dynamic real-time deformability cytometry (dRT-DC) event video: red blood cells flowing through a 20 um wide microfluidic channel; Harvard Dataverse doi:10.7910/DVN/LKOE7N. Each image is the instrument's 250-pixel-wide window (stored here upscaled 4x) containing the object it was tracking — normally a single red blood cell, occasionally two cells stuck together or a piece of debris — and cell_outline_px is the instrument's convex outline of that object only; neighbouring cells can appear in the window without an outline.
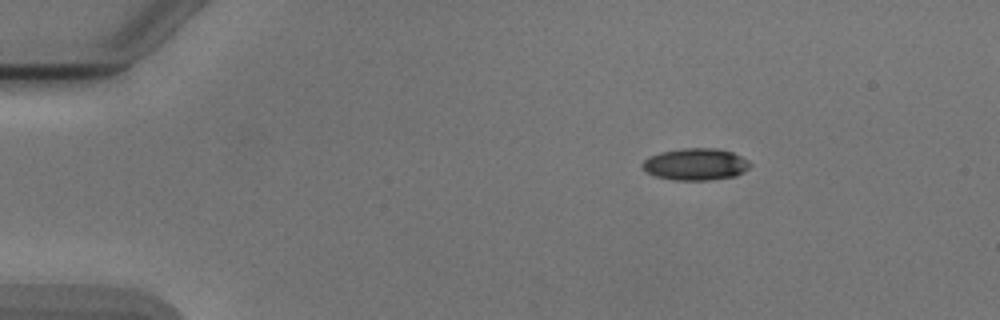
{"species": "Egyptian fruit bat (a non-hibernating species)", "species_latin": "Rousettus aegyptiacus", "temperature_condition": "cold", "stored_images_in_passage": 4, "camera_frame_rate_fps": 3000, "um_per_image_px": 0.085, "animal": {"sex": "male"}, "frame": {"image": 1, "passage_image": 1, "time_ms": 0.0, "image_size_px": [1000, 320], "cell_outline_px": [[752, 164], [744, 172], [736, 176], [708, 180], [672, 180], [656, 176], [648, 172], [640, 164], [648, 156], [660, 152], [684, 148], [716, 148], [732, 152], [748, 160]], "centroid_in_image_um": [59.13, 13.96], "position_along_channel_um": 25.9, "area_um2": 20.06}}
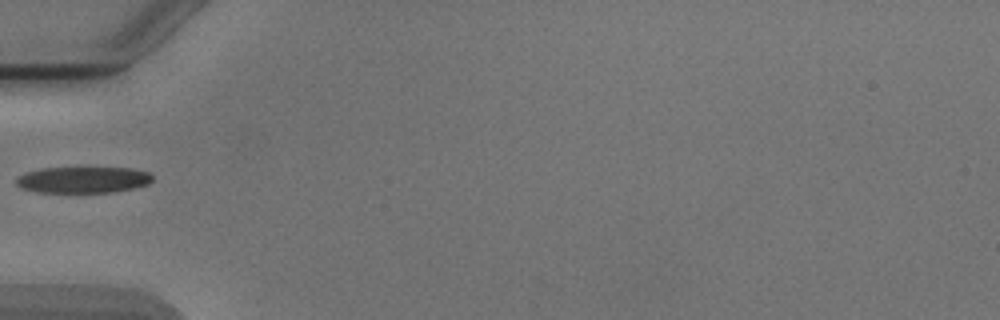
{"frame": {"image": 2, "passage_image": 4, "time_ms": 3.333, "image_size_px": [1000, 320], "cell_outline_px": [[152, 180], [148, 184], [132, 188], [112, 192], [80, 196], [36, 192], [20, 188], [16, 184], [16, 176], [28, 172], [44, 168], [132, 168], [148, 172], [152, 176]], "centroid_in_image_um": [7.0, 15.34], "position_along_channel_um": 78.0, "area_um2": 21.85}}